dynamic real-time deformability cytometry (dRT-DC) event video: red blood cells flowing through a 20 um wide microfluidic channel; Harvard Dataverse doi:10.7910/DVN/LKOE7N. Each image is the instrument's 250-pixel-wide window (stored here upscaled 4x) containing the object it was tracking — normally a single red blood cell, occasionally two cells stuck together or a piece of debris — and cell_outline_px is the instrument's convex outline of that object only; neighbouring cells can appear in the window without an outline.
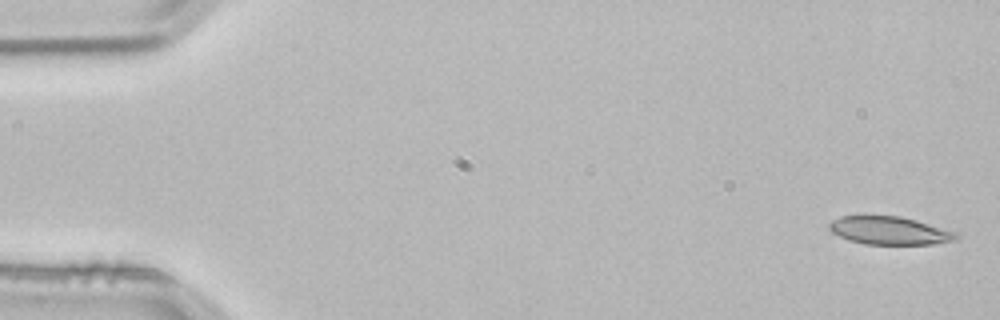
{"species": "common noctule bat (a hibernating species)", "species_latin": "Nyctalus noctula", "temperature_condition": "room temperature", "stored_images_in_passage": 4, "camera_frame_rate_fps": 3000, "um_per_image_px": 0.085, "animal": {"sex": "male", "body_mass_g": 21.5, "forearm_length_mm": 52.0}, "frame": {"image": 1, "passage_image": 1, "time_ms": 0.0, "image_size_px": [1000, 320], "cell_outline_px": [[960, 236], [956, 240], [932, 244], [864, 244], [840, 236], [832, 232], [828, 228], [828, 224], [832, 220], [840, 216], [864, 212], [900, 216], [916, 220], [956, 232]], "centroid_in_image_um": [75.54, 19.54], "position_along_channel_um": 9.5, "area_um2": 21.44}}
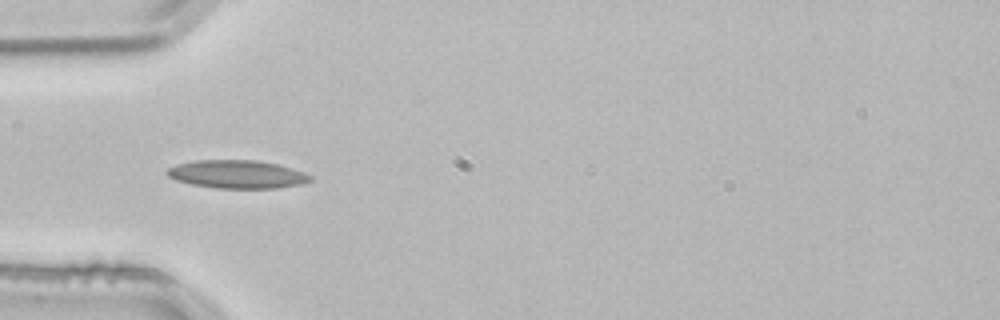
{"frame": {"image": 2, "passage_image": 4, "time_ms": 1.0, "image_size_px": [1000, 320], "cell_outline_px": [[312, 180], [300, 184], [280, 188], [216, 188], [192, 184], [176, 180], [168, 176], [164, 172], [168, 168], [176, 164], [196, 160], [256, 160], [276, 164], [292, 168], [304, 172], [312, 176]], "centroid_in_image_um": [20.14, 14.81], "position_along_channel_um": 64.9, "area_um2": 23.52}}